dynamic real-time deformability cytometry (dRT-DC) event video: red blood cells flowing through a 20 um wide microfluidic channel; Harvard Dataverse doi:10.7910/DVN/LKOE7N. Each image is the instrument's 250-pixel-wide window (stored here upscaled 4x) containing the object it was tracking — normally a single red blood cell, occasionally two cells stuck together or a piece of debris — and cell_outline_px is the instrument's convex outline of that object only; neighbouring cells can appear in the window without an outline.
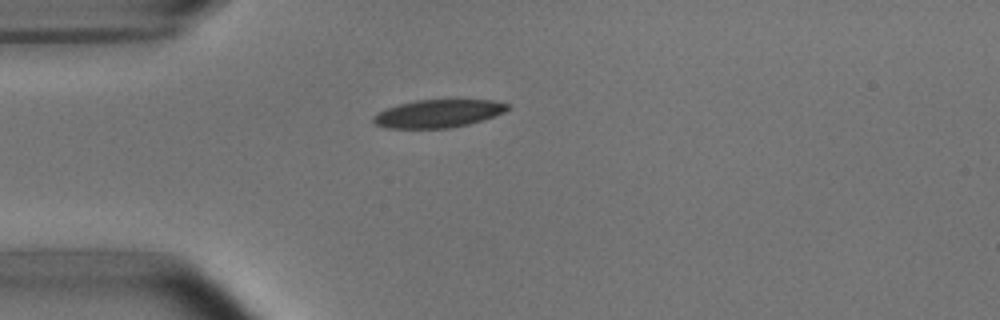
{"species": "common noctule bat (a hibernating species)", "species_latin": "Nyctalus noctula", "temperature_condition": "room temperature", "stored_images_in_passage": 1, "camera_frame_rate_fps": 3000, "um_per_image_px": 0.085, "animal": {"sex": "male", "body_mass_g": 15.6}, "frame": {"image": 1, "passage_image": 1, "time_ms": 0.0, "image_size_px": [1000, 320], "cell_outline_px": [[512, 108], [504, 112], [468, 124], [448, 128], [388, 128], [376, 124], [372, 120], [372, 116], [376, 112], [384, 108], [416, 100], [492, 100], [512, 104]], "centroid_in_image_um": [37.23, 9.64], "position_along_channel_um": 47.8, "area_um2": 21.85}}